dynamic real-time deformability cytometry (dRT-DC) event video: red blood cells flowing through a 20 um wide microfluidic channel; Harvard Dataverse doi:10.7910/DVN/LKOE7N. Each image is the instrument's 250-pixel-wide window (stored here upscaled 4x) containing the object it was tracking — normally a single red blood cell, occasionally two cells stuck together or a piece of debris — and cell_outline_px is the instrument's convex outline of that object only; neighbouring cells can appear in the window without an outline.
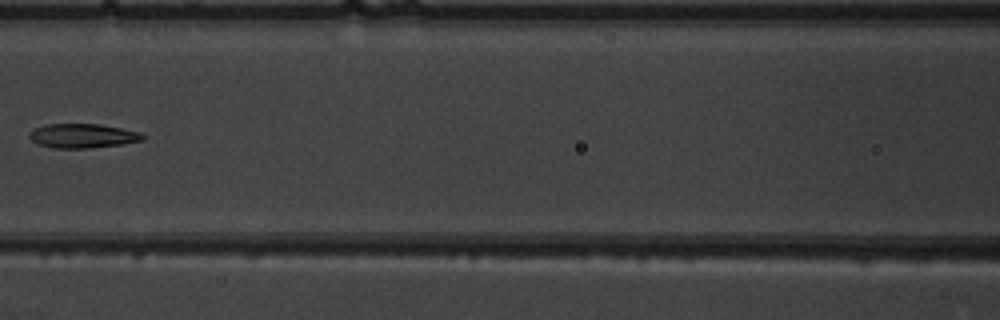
{"species": "common noctule bat (a hibernating species)", "species_latin": "Nyctalus noctula", "temperature_condition": "warm", "stored_images_in_passage": 4, "camera_frame_rate_fps": 3000, "um_per_image_px": 0.085, "animal": {"sex": "male", "body_mass_g": 19.5, "forearm_length_mm": 54.6}, "frame": {"image": 1, "passage_image": 4, "time_ms": 3.333, "image_size_px": [1000, 320], "cell_outline_px": [[144, 140], [124, 144], [88, 148], [52, 148], [40, 144], [32, 140], [28, 136], [36, 128], [44, 124], [100, 124], [140, 132], [144, 136]], "centroid_in_image_um": [7.06, 11.55], "position_along_channel_um": 159.5, "area_um2": 15.9}}